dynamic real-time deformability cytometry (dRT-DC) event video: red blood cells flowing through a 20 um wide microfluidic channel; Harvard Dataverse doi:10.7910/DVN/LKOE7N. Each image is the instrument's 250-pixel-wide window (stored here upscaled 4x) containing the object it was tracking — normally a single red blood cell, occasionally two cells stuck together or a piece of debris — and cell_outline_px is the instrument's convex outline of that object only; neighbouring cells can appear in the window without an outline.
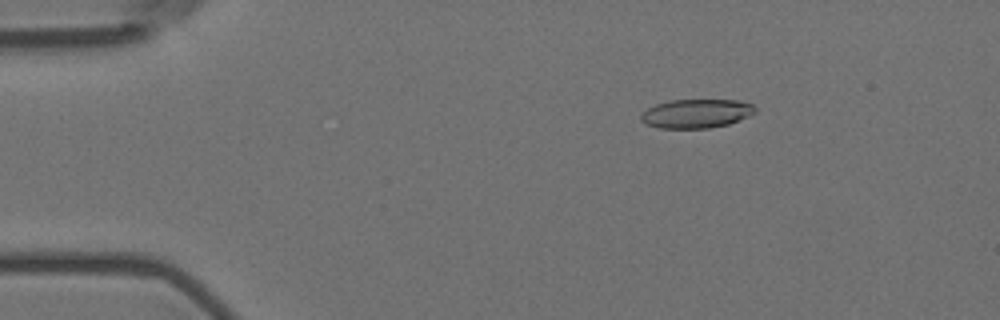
{"species": "Egyptian fruit bat (a non-hibernating species)", "species_latin": "Rousettus aegyptiacus", "temperature_condition": "room temperature", "stored_images_in_passage": 28, "camera_frame_rate_fps": 3000, "um_per_image_px": 0.085, "animal": {"sex": "female"}, "frame": {"image": 1, "passage_image": 9, "time_ms": 2.667, "image_size_px": [1000, 320], "cell_outline_px": [[756, 112], [748, 116], [728, 124], [708, 128], [660, 128], [644, 124], [640, 120], [640, 116], [648, 108], [656, 104], [668, 100], [740, 100], [752, 104], [756, 108]], "centroid_in_image_um": [59.17, 9.65], "position_along_channel_um": 25.8, "area_um2": 19.25}}
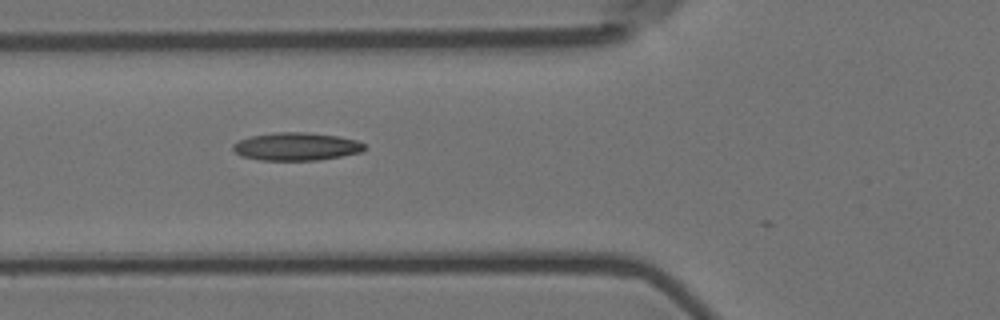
{"frame": {"image": 2, "passage_image": 21, "time_ms": 6.667, "image_size_px": [1000, 320], "cell_outline_px": [[364, 152], [316, 160], [260, 160], [240, 156], [232, 148], [232, 144], [240, 140], [252, 136], [276, 132], [308, 132], [340, 136], [356, 140], [364, 144]], "centroid_in_image_um": [25.19, 12.45], "position_along_channel_um": 100.6, "area_um2": 21.39}}
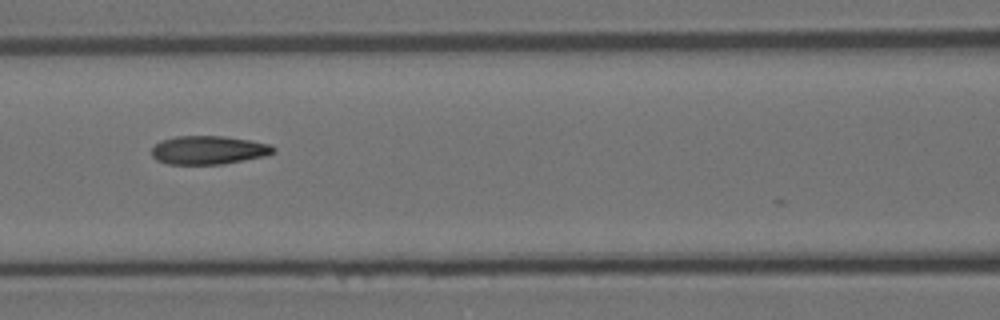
{"frame": {"image": 3, "passage_image": 25, "time_ms": 8.0, "image_size_px": [1000, 320], "cell_outline_px": [[276, 152], [268, 156], [224, 164], [168, 164], [156, 160], [152, 156], [152, 148], [160, 140], [176, 136], [224, 136], [272, 144], [276, 148]], "centroid_in_image_um": [17.77, 12.76], "position_along_channel_um": 148.8, "area_um2": 20.52}}